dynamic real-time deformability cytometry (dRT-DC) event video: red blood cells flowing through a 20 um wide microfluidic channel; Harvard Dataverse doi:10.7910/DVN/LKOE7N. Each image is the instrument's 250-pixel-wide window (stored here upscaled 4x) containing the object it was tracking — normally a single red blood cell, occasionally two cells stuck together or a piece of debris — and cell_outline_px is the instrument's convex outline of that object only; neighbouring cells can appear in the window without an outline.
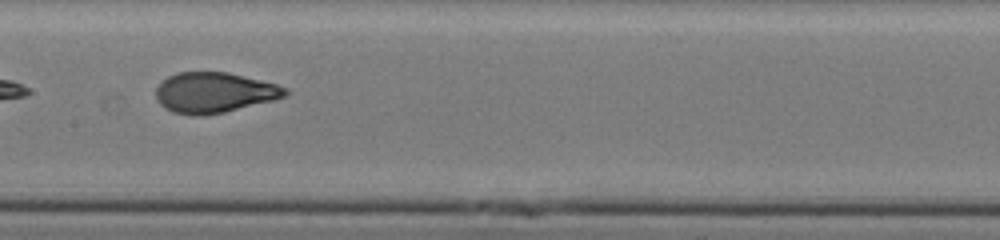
{"species": "human", "species_latin": "Homo sapiens", "temperature_condition": "cold", "stored_images_in_passage": 31, "camera_frame_rate_fps": 3000, "um_per_image_px": 0.085, "donor": {"sex": "male"}, "frame": {"image": 1, "passage_image": 10, "time_ms": 3.0, "image_size_px": [1000, 240], "cell_outline_px": [[288, 92], [284, 96], [272, 100], [224, 112], [196, 116], [192, 116], [172, 112], [164, 108], [156, 100], [156, 88], [168, 76], [180, 72], [228, 72], [276, 84], [288, 88]], "centroid_in_image_um": [18.17, 7.87], "position_along_channel_um": 189.2, "area_um2": 30.23}, "authors_computed_cell_mechanics": {"area_um2": 30.7496, "velocity_mm_per_s": 3.9245, "shape_relaxation_time_tau1_ms": 3.7798, "shape_relaxation_time_tau2_ms": null, "deformation_change_tau1": 0.1787, "deformation_change_tau2": null}}